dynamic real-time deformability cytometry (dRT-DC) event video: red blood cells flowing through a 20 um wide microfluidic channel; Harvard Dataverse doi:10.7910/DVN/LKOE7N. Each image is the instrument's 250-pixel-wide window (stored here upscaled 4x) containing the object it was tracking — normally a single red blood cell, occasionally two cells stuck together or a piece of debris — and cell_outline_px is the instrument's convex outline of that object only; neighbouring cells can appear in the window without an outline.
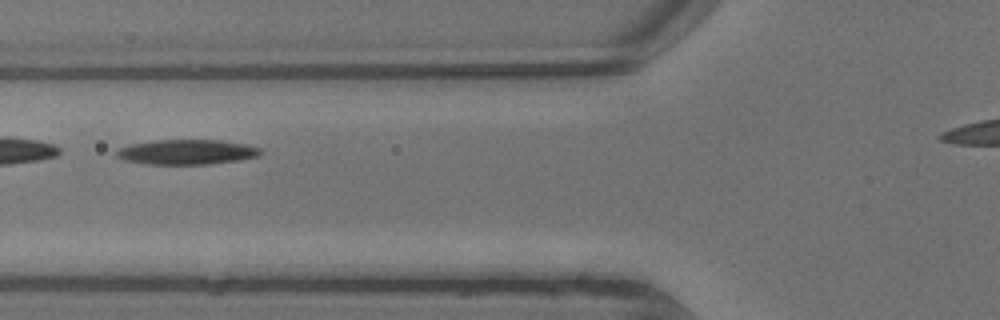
{"species": "common noctule bat (a hibernating species)", "species_latin": "Nyctalus noctula", "temperature_condition": "warm", "stored_images_in_passage": 6, "camera_frame_rate_fps": 3000, "um_per_image_px": 0.085, "animal": {"sex": "male", "body_mass_g": 13.3}, "frame": {"image": 1, "passage_image": 4, "time_ms": 1.0, "image_size_px": [1000, 320], "cell_outline_px": [[264, 152], [260, 156], [240, 160], [208, 164], [144, 164], [124, 160], [116, 156], [116, 148], [128, 144], [156, 140], [220, 140], [248, 144], [260, 148]], "centroid_in_image_um": [15.88, 12.92], "position_along_channel_um": 109.9, "area_um2": 21.27}}
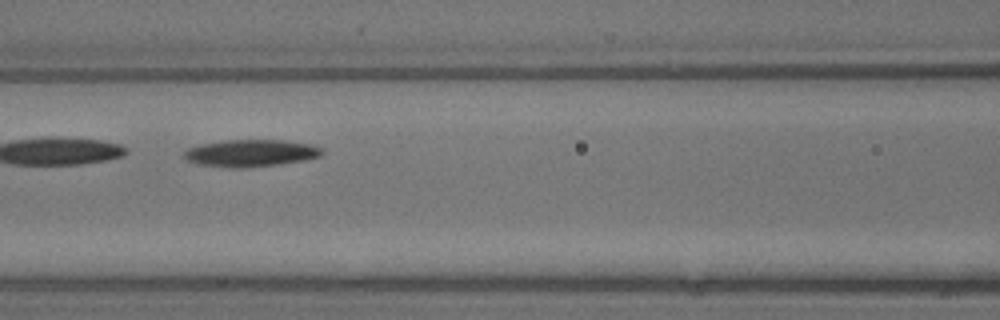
{"frame": {"image": 2, "passage_image": 5, "time_ms": 1.333, "image_size_px": [1000, 320], "cell_outline_px": [[324, 152], [320, 156], [304, 160], [276, 164], [244, 168], [228, 168], [196, 164], [188, 160], [184, 156], [184, 152], [188, 148], [200, 144], [224, 140], [284, 140], [316, 144], [324, 148]], "centroid_in_image_um": [21.35, 13.0], "position_along_channel_um": 145.3, "area_um2": 22.02}}